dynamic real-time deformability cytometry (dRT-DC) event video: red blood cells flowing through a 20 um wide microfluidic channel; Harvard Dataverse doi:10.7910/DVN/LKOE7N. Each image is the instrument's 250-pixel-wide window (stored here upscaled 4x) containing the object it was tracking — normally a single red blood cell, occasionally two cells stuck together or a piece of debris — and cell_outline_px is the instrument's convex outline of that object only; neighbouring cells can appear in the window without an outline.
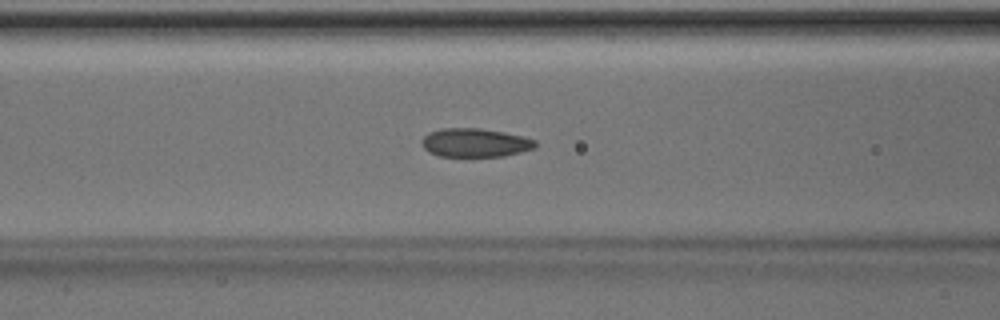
{"species": "Egyptian fruit bat (a non-hibernating species)", "species_latin": "Rousettus aegyptiacus", "temperature_condition": "room temperature", "stored_images_in_passage": 41, "camera_frame_rate_fps": 3000, "um_per_image_px": 0.085, "animal": {"sex": "male"}, "frame": {"image": 1, "passage_image": 12, "time_ms": 3.667, "image_size_px": [1000, 320], "cell_outline_px": [[536, 148], [504, 156], [440, 156], [428, 152], [424, 148], [420, 140], [428, 132], [444, 128], [480, 128], [504, 132], [536, 140]], "centroid_in_image_um": [40.36, 12.13], "position_along_channel_um": 126.2, "area_um2": 18.96}}
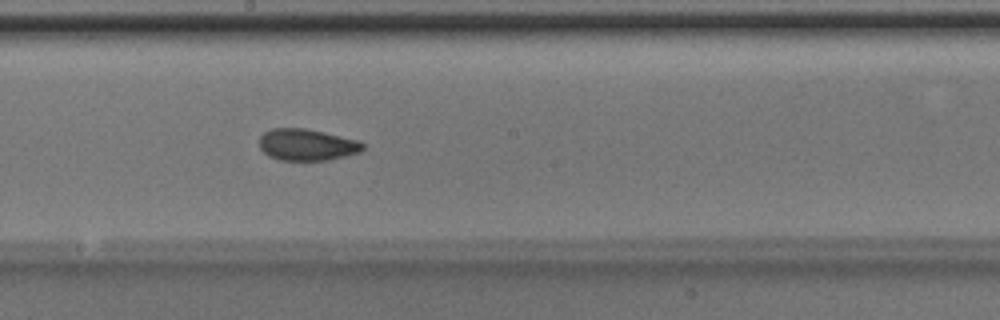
{"frame": {"image": 2, "passage_image": 19, "time_ms": 6.0, "image_size_px": [1000, 320], "cell_outline_px": [[364, 148], [360, 152], [328, 160], [280, 160], [268, 156], [260, 148], [260, 136], [264, 132], [272, 128], [304, 128], [360, 140], [364, 144]], "centroid_in_image_um": [26.09, 12.3], "position_along_channel_um": 222.1, "area_um2": 19.07}}
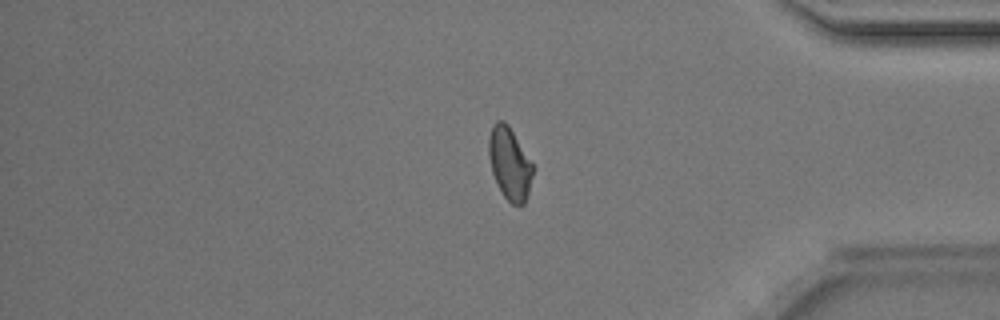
{"frame": {"image": 3, "passage_image": 33, "time_ms": 10.667, "image_size_px": [1000, 320], "cell_outline_px": [[532, 176], [528, 192], [524, 204], [512, 204], [504, 196], [492, 172], [488, 156], [488, 140], [492, 124], [496, 120], [504, 120], [508, 124], [532, 164]], "centroid_in_image_um": [43.28, 13.85], "position_along_channel_um": 391.9, "area_um2": 18.21}}